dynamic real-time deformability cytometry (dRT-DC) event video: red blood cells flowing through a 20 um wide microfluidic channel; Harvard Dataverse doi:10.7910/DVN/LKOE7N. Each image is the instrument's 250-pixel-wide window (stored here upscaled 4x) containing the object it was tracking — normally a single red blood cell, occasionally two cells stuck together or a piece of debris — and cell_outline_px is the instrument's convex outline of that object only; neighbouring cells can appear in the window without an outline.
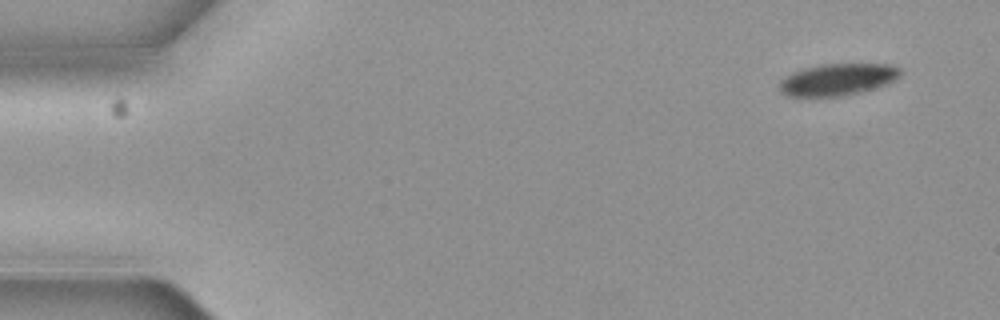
{"species": "common noctule bat (a hibernating species)", "species_latin": "Nyctalus noctula", "temperature_condition": "cold", "stored_images_in_passage": 4, "camera_frame_rate_fps": 3000, "um_per_image_px": 0.085, "animal": {"sex": "female", "body_mass_g": 19.3, "forearm_length_mm": 54.1}, "frame": {"image": 1, "passage_image": 1, "time_ms": 0.0, "image_size_px": [1000, 320], "cell_outline_px": [[900, 76], [896, 80], [888, 84], [860, 92], [844, 96], [784, 96], [780, 92], [780, 80], [784, 76], [792, 72], [804, 68], [820, 64], [888, 64], [900, 68]], "centroid_in_image_um": [71.18, 6.76], "position_along_channel_um": 13.8, "area_um2": 22.6}}
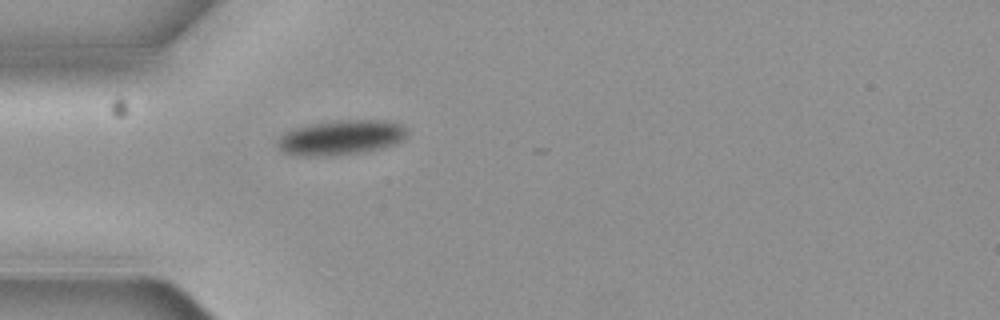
{"frame": {"image": 2, "passage_image": 4, "time_ms": 1.0, "image_size_px": [1000, 320], "cell_outline_px": [[408, 132], [400, 140], [392, 144], [376, 148], [356, 152], [312, 156], [300, 156], [284, 152], [276, 144], [276, 140], [284, 132], [292, 128], [304, 124], [332, 120], [388, 120], [400, 124]], "centroid_in_image_um": [28.87, 11.64], "position_along_channel_um": 56.1, "area_um2": 25.95}}